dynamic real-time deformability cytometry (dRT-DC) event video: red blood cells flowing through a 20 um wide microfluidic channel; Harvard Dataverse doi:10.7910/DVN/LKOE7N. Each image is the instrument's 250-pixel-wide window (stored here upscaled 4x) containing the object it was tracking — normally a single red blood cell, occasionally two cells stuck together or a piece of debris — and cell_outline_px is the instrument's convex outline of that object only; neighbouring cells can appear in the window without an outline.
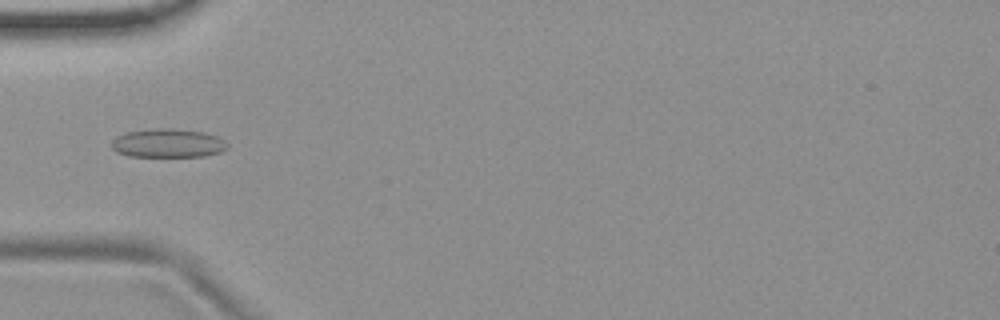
{"species": "common noctule bat (a hibernating species)", "species_latin": "Nyctalus noctula", "temperature_condition": "room temperature", "stored_images_in_passage": 8, "camera_frame_rate_fps": 3000, "um_per_image_px": 0.085, "animal": {"sex": "female", "body_mass_g": 19.9}, "frame": {"image": 1, "passage_image": 6, "time_ms": 5.667, "image_size_px": [1000, 320], "cell_outline_px": [[228, 148], [220, 152], [204, 156], [128, 156], [116, 152], [112, 148], [112, 140], [116, 136], [124, 132], [156, 128], [168, 128], [204, 132], [216, 136], [224, 140], [228, 144]], "centroid_in_image_um": [14.25, 12.16], "position_along_channel_um": 70.7, "area_um2": 19.42}}
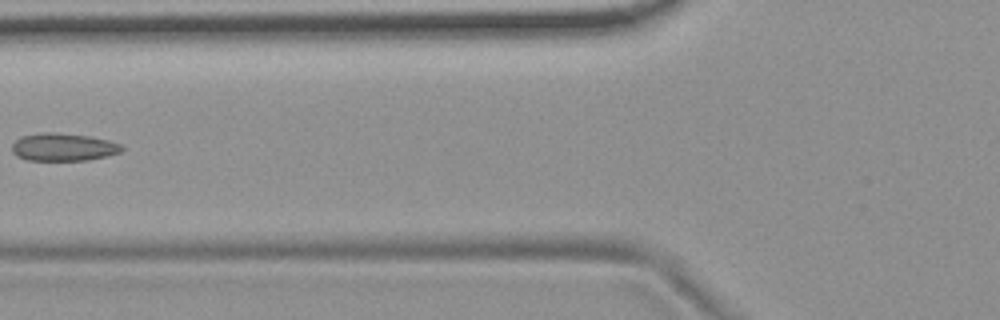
{"frame": {"image": 2, "passage_image": 7, "time_ms": 7.0, "image_size_px": [1000, 320], "cell_outline_px": [[124, 148], [120, 152], [108, 156], [88, 160], [28, 160], [16, 156], [12, 152], [12, 144], [20, 136], [44, 132], [56, 132], [88, 136], [108, 140], [120, 144]], "centroid_in_image_um": [5.36, 12.5], "position_along_channel_um": 120.4, "area_um2": 17.8}}
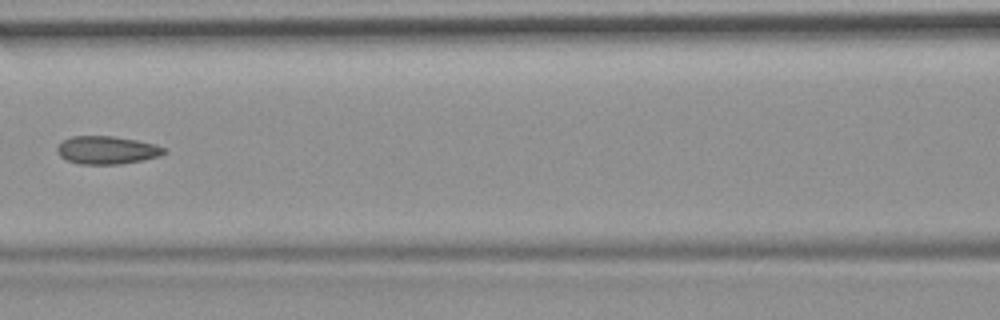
{"frame": {"image": 3, "passage_image": 8, "time_ms": 8.0, "image_size_px": [1000, 320], "cell_outline_px": [[168, 152], [160, 156], [144, 160], [120, 164], [80, 164], [68, 160], [60, 156], [56, 152], [56, 148], [64, 140], [72, 136], [112, 136], [136, 140], [156, 144], [164, 148]], "centroid_in_image_um": [9.11, 12.76], "position_along_channel_um": 157.5, "area_um2": 17.46}}